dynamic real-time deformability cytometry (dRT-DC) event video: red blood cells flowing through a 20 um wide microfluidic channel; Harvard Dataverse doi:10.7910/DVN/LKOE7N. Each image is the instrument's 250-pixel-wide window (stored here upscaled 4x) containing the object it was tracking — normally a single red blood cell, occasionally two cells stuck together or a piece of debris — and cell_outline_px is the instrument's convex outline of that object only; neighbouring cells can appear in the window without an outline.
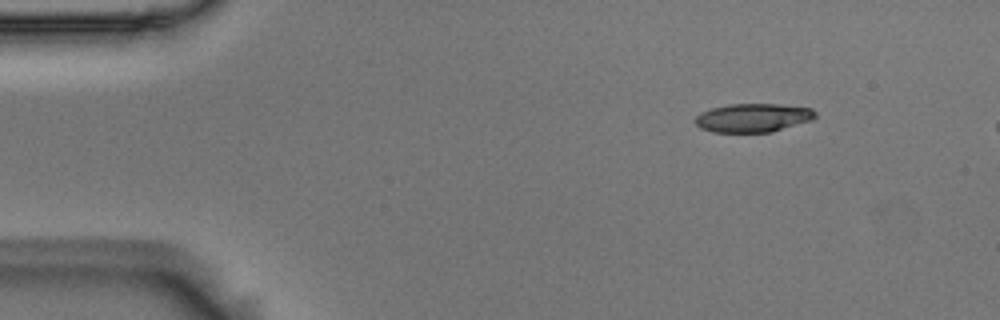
{"species": "Egyptian fruit bat (a non-hibernating species)", "species_latin": "Rousettus aegyptiacus", "temperature_condition": "room temperature", "stored_images_in_passage": 3, "camera_frame_rate_fps": 3000, "um_per_image_px": 0.085, "animal": {"sex": "male"}, "frame": {"image": 1, "passage_image": 1, "time_ms": 0.0, "image_size_px": [1000, 320], "cell_outline_px": [[816, 116], [812, 120], [772, 132], [712, 132], [700, 128], [692, 120], [700, 112], [712, 108], [728, 104], [780, 104], [812, 108], [816, 112]], "centroid_in_image_um": [63.99, 10.01], "position_along_channel_um": 21.0, "area_um2": 20.23}}